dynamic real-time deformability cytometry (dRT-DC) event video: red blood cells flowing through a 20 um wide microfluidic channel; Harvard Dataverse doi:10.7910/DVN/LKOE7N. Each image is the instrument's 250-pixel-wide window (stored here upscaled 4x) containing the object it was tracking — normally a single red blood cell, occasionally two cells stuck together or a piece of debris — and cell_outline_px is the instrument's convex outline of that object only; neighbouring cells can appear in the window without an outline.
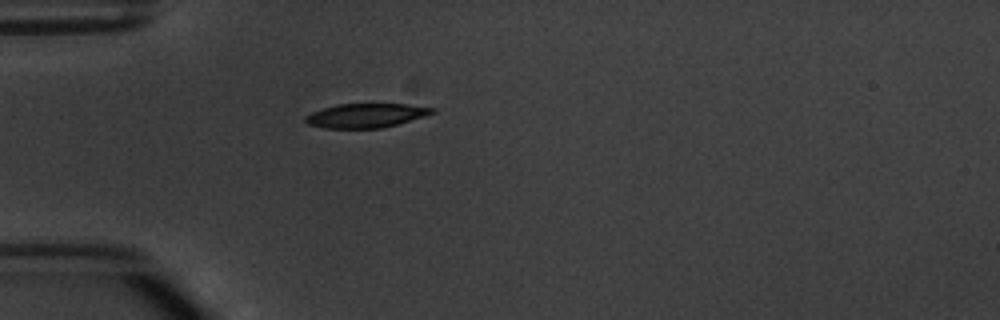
{"species": "common noctule bat (a hibernating species)", "species_latin": "Nyctalus noctula", "temperature_condition": "warm", "stored_images_in_passage": 1, "camera_frame_rate_fps": 3000, "um_per_image_px": 0.085, "animal": {"sex": "male", "body_mass_g": 20.1, "forearm_length_mm": 53.5}, "frame": {"image": 1, "passage_image": 1, "time_ms": 0.0, "image_size_px": [1000, 320], "cell_outline_px": [[436, 112], [424, 116], [396, 124], [380, 128], [324, 128], [308, 124], [304, 120], [304, 116], [312, 112], [336, 104], [404, 104], [436, 108]], "centroid_in_image_um": [31.08, 9.81], "position_along_channel_um": 53.9, "area_um2": 17.69}}